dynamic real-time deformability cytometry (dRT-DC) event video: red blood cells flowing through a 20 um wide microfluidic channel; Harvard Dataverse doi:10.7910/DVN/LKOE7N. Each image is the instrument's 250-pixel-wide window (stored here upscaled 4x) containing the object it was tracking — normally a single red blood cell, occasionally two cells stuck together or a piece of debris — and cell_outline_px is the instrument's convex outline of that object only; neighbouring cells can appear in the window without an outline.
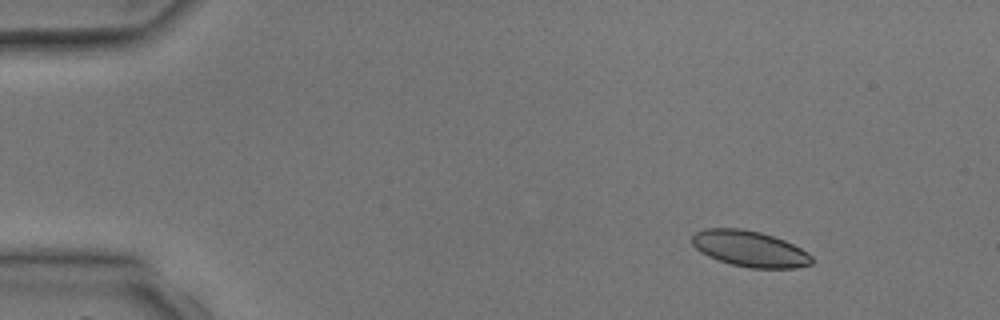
{"species": "common noctule bat (a hibernating species)", "species_latin": "Nyctalus noctula", "temperature_condition": "room temperature", "stored_images_in_passage": 3, "camera_frame_rate_fps": 3000, "um_per_image_px": 0.085, "animal": {"sex": "male", "body_mass_g": 17.9, "forearm_length_mm": 54.2}, "frame": {"image": 1, "passage_image": 1, "time_ms": 0.0, "image_size_px": [1000, 320], "cell_outline_px": [[812, 264], [796, 268], [748, 268], [732, 264], [708, 256], [700, 252], [692, 244], [692, 236], [696, 232], [704, 228], [740, 228], [760, 232], [784, 240], [800, 248], [812, 256]], "centroid_in_image_um": [63.71, 21.14], "position_along_channel_um": 21.3, "area_um2": 24.97}}
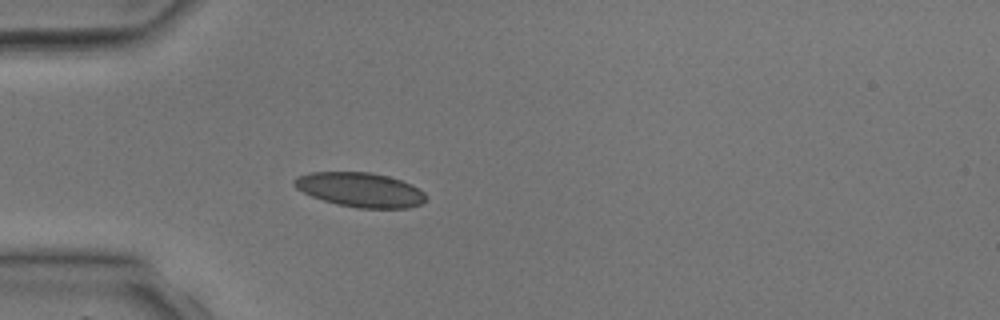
{"frame": {"image": 2, "passage_image": 3, "time_ms": 2.333, "image_size_px": [1000, 320], "cell_outline_px": [[428, 200], [424, 204], [408, 208], [356, 208], [336, 204], [312, 196], [296, 188], [292, 184], [292, 180], [296, 176], [308, 172], [372, 172], [388, 176], [412, 184], [424, 192], [428, 196]], "centroid_in_image_um": [30.65, 16.13], "position_along_channel_um": 54.4, "area_um2": 26.82}}